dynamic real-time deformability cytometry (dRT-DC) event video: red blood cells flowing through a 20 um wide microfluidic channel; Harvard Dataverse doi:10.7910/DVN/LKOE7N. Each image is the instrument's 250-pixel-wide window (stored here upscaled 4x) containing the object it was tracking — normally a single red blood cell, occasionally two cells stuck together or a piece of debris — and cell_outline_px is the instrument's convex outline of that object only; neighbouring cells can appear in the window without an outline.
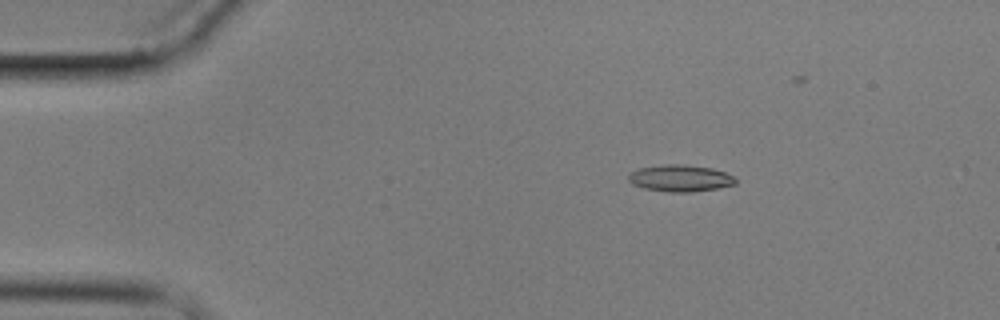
{"species": "common noctule bat (a hibernating species)", "species_latin": "Nyctalus noctula", "temperature_condition": "cold", "stored_images_in_passage": 5, "camera_frame_rate_fps": 3000, "um_per_image_px": 0.085, "animal": {"sex": "male", "body_mass_g": 17.9}, "frame": {"image": 1, "passage_image": 3, "time_ms": 3.0, "image_size_px": [1000, 320], "cell_outline_px": [[736, 184], [716, 188], [692, 192], [668, 192], [644, 188], [632, 184], [628, 180], [628, 176], [632, 172], [640, 168], [668, 164], [684, 164], [712, 168], [724, 172], [732, 176], [736, 180]], "centroid_in_image_um": [57.81, 15.15], "position_along_channel_um": 27.2, "area_um2": 16.53}}